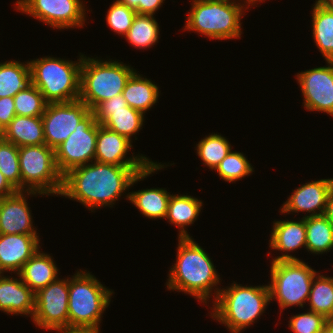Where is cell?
<instances>
[{
    "mask_svg": "<svg viewBox=\"0 0 333 333\" xmlns=\"http://www.w3.org/2000/svg\"><path fill=\"white\" fill-rule=\"evenodd\" d=\"M164 167L157 162L149 166H116L94 161L64 174L59 196L76 200L91 211L111 207L123 192Z\"/></svg>",
    "mask_w": 333,
    "mask_h": 333,
    "instance_id": "obj_1",
    "label": "cell"
},
{
    "mask_svg": "<svg viewBox=\"0 0 333 333\" xmlns=\"http://www.w3.org/2000/svg\"><path fill=\"white\" fill-rule=\"evenodd\" d=\"M178 240L177 260L169 270L166 282L168 290L185 292L206 304L214 295L215 301L216 296L211 292L221 279L209 255L192 236Z\"/></svg>",
    "mask_w": 333,
    "mask_h": 333,
    "instance_id": "obj_2",
    "label": "cell"
},
{
    "mask_svg": "<svg viewBox=\"0 0 333 333\" xmlns=\"http://www.w3.org/2000/svg\"><path fill=\"white\" fill-rule=\"evenodd\" d=\"M215 289L216 300L210 316L231 333H240L251 326L270 304L268 285L243 286L234 282L225 289Z\"/></svg>",
    "mask_w": 333,
    "mask_h": 333,
    "instance_id": "obj_3",
    "label": "cell"
},
{
    "mask_svg": "<svg viewBox=\"0 0 333 333\" xmlns=\"http://www.w3.org/2000/svg\"><path fill=\"white\" fill-rule=\"evenodd\" d=\"M82 60L83 54L76 62L50 56L30 60L31 83L47 103L78 100Z\"/></svg>",
    "mask_w": 333,
    "mask_h": 333,
    "instance_id": "obj_4",
    "label": "cell"
},
{
    "mask_svg": "<svg viewBox=\"0 0 333 333\" xmlns=\"http://www.w3.org/2000/svg\"><path fill=\"white\" fill-rule=\"evenodd\" d=\"M113 293L89 271L80 270L69 277V329H99Z\"/></svg>",
    "mask_w": 333,
    "mask_h": 333,
    "instance_id": "obj_5",
    "label": "cell"
},
{
    "mask_svg": "<svg viewBox=\"0 0 333 333\" xmlns=\"http://www.w3.org/2000/svg\"><path fill=\"white\" fill-rule=\"evenodd\" d=\"M193 3V4H192ZM184 30L195 31L209 39L241 38L244 4L230 0H193Z\"/></svg>",
    "mask_w": 333,
    "mask_h": 333,
    "instance_id": "obj_6",
    "label": "cell"
},
{
    "mask_svg": "<svg viewBox=\"0 0 333 333\" xmlns=\"http://www.w3.org/2000/svg\"><path fill=\"white\" fill-rule=\"evenodd\" d=\"M135 71L122 62L101 61L83 55L79 100L92 111L99 103L122 94L127 80Z\"/></svg>",
    "mask_w": 333,
    "mask_h": 333,
    "instance_id": "obj_7",
    "label": "cell"
},
{
    "mask_svg": "<svg viewBox=\"0 0 333 333\" xmlns=\"http://www.w3.org/2000/svg\"><path fill=\"white\" fill-rule=\"evenodd\" d=\"M317 273L301 259L272 261L268 284L270 301H278L281 310L295 305L303 308Z\"/></svg>",
    "mask_w": 333,
    "mask_h": 333,
    "instance_id": "obj_8",
    "label": "cell"
},
{
    "mask_svg": "<svg viewBox=\"0 0 333 333\" xmlns=\"http://www.w3.org/2000/svg\"><path fill=\"white\" fill-rule=\"evenodd\" d=\"M18 153L22 191L60 195L62 175L56 166L54 149L42 144L18 147Z\"/></svg>",
    "mask_w": 333,
    "mask_h": 333,
    "instance_id": "obj_9",
    "label": "cell"
},
{
    "mask_svg": "<svg viewBox=\"0 0 333 333\" xmlns=\"http://www.w3.org/2000/svg\"><path fill=\"white\" fill-rule=\"evenodd\" d=\"M98 123L91 111L81 120L69 137L56 147L55 162L63 176L68 171L93 162L96 151Z\"/></svg>",
    "mask_w": 333,
    "mask_h": 333,
    "instance_id": "obj_10",
    "label": "cell"
},
{
    "mask_svg": "<svg viewBox=\"0 0 333 333\" xmlns=\"http://www.w3.org/2000/svg\"><path fill=\"white\" fill-rule=\"evenodd\" d=\"M69 277L58 278L35 293L32 320L39 328L60 332L69 329Z\"/></svg>",
    "mask_w": 333,
    "mask_h": 333,
    "instance_id": "obj_11",
    "label": "cell"
},
{
    "mask_svg": "<svg viewBox=\"0 0 333 333\" xmlns=\"http://www.w3.org/2000/svg\"><path fill=\"white\" fill-rule=\"evenodd\" d=\"M16 9L54 29L84 26L87 11L81 0H17Z\"/></svg>",
    "mask_w": 333,
    "mask_h": 333,
    "instance_id": "obj_12",
    "label": "cell"
},
{
    "mask_svg": "<svg viewBox=\"0 0 333 333\" xmlns=\"http://www.w3.org/2000/svg\"><path fill=\"white\" fill-rule=\"evenodd\" d=\"M91 109L82 101L47 103L43 120L45 144L56 149L75 130Z\"/></svg>",
    "mask_w": 333,
    "mask_h": 333,
    "instance_id": "obj_13",
    "label": "cell"
},
{
    "mask_svg": "<svg viewBox=\"0 0 333 333\" xmlns=\"http://www.w3.org/2000/svg\"><path fill=\"white\" fill-rule=\"evenodd\" d=\"M327 66L297 73L296 78L308 111L326 112L333 116V60Z\"/></svg>",
    "mask_w": 333,
    "mask_h": 333,
    "instance_id": "obj_14",
    "label": "cell"
},
{
    "mask_svg": "<svg viewBox=\"0 0 333 333\" xmlns=\"http://www.w3.org/2000/svg\"><path fill=\"white\" fill-rule=\"evenodd\" d=\"M96 122L128 138L142 129L144 114L128 106L122 94L99 103L93 110Z\"/></svg>",
    "mask_w": 333,
    "mask_h": 333,
    "instance_id": "obj_15",
    "label": "cell"
},
{
    "mask_svg": "<svg viewBox=\"0 0 333 333\" xmlns=\"http://www.w3.org/2000/svg\"><path fill=\"white\" fill-rule=\"evenodd\" d=\"M131 148L132 141L98 123L94 161L116 166H149L152 163L142 154L126 158Z\"/></svg>",
    "mask_w": 333,
    "mask_h": 333,
    "instance_id": "obj_16",
    "label": "cell"
},
{
    "mask_svg": "<svg viewBox=\"0 0 333 333\" xmlns=\"http://www.w3.org/2000/svg\"><path fill=\"white\" fill-rule=\"evenodd\" d=\"M333 190V178L320 179L303 184L284 202L281 213L307 212L304 217L325 213L328 198ZM311 213V214H310Z\"/></svg>",
    "mask_w": 333,
    "mask_h": 333,
    "instance_id": "obj_17",
    "label": "cell"
},
{
    "mask_svg": "<svg viewBox=\"0 0 333 333\" xmlns=\"http://www.w3.org/2000/svg\"><path fill=\"white\" fill-rule=\"evenodd\" d=\"M26 195H44L35 191H17L0 199V234H38L33 228Z\"/></svg>",
    "mask_w": 333,
    "mask_h": 333,
    "instance_id": "obj_18",
    "label": "cell"
},
{
    "mask_svg": "<svg viewBox=\"0 0 333 333\" xmlns=\"http://www.w3.org/2000/svg\"><path fill=\"white\" fill-rule=\"evenodd\" d=\"M37 234H0V273H19L39 250Z\"/></svg>",
    "mask_w": 333,
    "mask_h": 333,
    "instance_id": "obj_19",
    "label": "cell"
},
{
    "mask_svg": "<svg viewBox=\"0 0 333 333\" xmlns=\"http://www.w3.org/2000/svg\"><path fill=\"white\" fill-rule=\"evenodd\" d=\"M19 278L0 273V310L6 314L34 315L35 293Z\"/></svg>",
    "mask_w": 333,
    "mask_h": 333,
    "instance_id": "obj_20",
    "label": "cell"
},
{
    "mask_svg": "<svg viewBox=\"0 0 333 333\" xmlns=\"http://www.w3.org/2000/svg\"><path fill=\"white\" fill-rule=\"evenodd\" d=\"M273 223L269 247L285 253L275 257L272 261L299 260L288 252L298 250L301 247L306 249L305 217L301 218L300 221L279 220Z\"/></svg>",
    "mask_w": 333,
    "mask_h": 333,
    "instance_id": "obj_21",
    "label": "cell"
},
{
    "mask_svg": "<svg viewBox=\"0 0 333 333\" xmlns=\"http://www.w3.org/2000/svg\"><path fill=\"white\" fill-rule=\"evenodd\" d=\"M18 274L22 281L36 293L58 279V268L53 258L39 249Z\"/></svg>",
    "mask_w": 333,
    "mask_h": 333,
    "instance_id": "obj_22",
    "label": "cell"
},
{
    "mask_svg": "<svg viewBox=\"0 0 333 333\" xmlns=\"http://www.w3.org/2000/svg\"><path fill=\"white\" fill-rule=\"evenodd\" d=\"M4 140L17 147L45 144L42 117L16 115L5 128Z\"/></svg>",
    "mask_w": 333,
    "mask_h": 333,
    "instance_id": "obj_23",
    "label": "cell"
},
{
    "mask_svg": "<svg viewBox=\"0 0 333 333\" xmlns=\"http://www.w3.org/2000/svg\"><path fill=\"white\" fill-rule=\"evenodd\" d=\"M158 88L150 79L135 71L127 80L122 95L128 106L145 115L146 111L157 103L160 95Z\"/></svg>",
    "mask_w": 333,
    "mask_h": 333,
    "instance_id": "obj_24",
    "label": "cell"
},
{
    "mask_svg": "<svg viewBox=\"0 0 333 333\" xmlns=\"http://www.w3.org/2000/svg\"><path fill=\"white\" fill-rule=\"evenodd\" d=\"M202 204V200L189 195H171L165 220L180 227L178 238L190 237L185 228L197 220Z\"/></svg>",
    "mask_w": 333,
    "mask_h": 333,
    "instance_id": "obj_25",
    "label": "cell"
},
{
    "mask_svg": "<svg viewBox=\"0 0 333 333\" xmlns=\"http://www.w3.org/2000/svg\"><path fill=\"white\" fill-rule=\"evenodd\" d=\"M312 37L325 60H333V11L318 0L312 8Z\"/></svg>",
    "mask_w": 333,
    "mask_h": 333,
    "instance_id": "obj_26",
    "label": "cell"
},
{
    "mask_svg": "<svg viewBox=\"0 0 333 333\" xmlns=\"http://www.w3.org/2000/svg\"><path fill=\"white\" fill-rule=\"evenodd\" d=\"M170 197L171 194L163 188H147L126 195L130 203L149 219H165Z\"/></svg>",
    "mask_w": 333,
    "mask_h": 333,
    "instance_id": "obj_27",
    "label": "cell"
},
{
    "mask_svg": "<svg viewBox=\"0 0 333 333\" xmlns=\"http://www.w3.org/2000/svg\"><path fill=\"white\" fill-rule=\"evenodd\" d=\"M31 84L29 61H6L0 63V98L14 97Z\"/></svg>",
    "mask_w": 333,
    "mask_h": 333,
    "instance_id": "obj_28",
    "label": "cell"
},
{
    "mask_svg": "<svg viewBox=\"0 0 333 333\" xmlns=\"http://www.w3.org/2000/svg\"><path fill=\"white\" fill-rule=\"evenodd\" d=\"M306 250L315 254L333 249V224L324 214L305 217Z\"/></svg>",
    "mask_w": 333,
    "mask_h": 333,
    "instance_id": "obj_29",
    "label": "cell"
},
{
    "mask_svg": "<svg viewBox=\"0 0 333 333\" xmlns=\"http://www.w3.org/2000/svg\"><path fill=\"white\" fill-rule=\"evenodd\" d=\"M311 311L333 319V277L316 274L313 278L308 301Z\"/></svg>",
    "mask_w": 333,
    "mask_h": 333,
    "instance_id": "obj_30",
    "label": "cell"
},
{
    "mask_svg": "<svg viewBox=\"0 0 333 333\" xmlns=\"http://www.w3.org/2000/svg\"><path fill=\"white\" fill-rule=\"evenodd\" d=\"M154 15L137 14L127 34L124 36L130 45L139 49L152 47L160 35L159 25Z\"/></svg>",
    "mask_w": 333,
    "mask_h": 333,
    "instance_id": "obj_31",
    "label": "cell"
},
{
    "mask_svg": "<svg viewBox=\"0 0 333 333\" xmlns=\"http://www.w3.org/2000/svg\"><path fill=\"white\" fill-rule=\"evenodd\" d=\"M197 155L210 169L215 170L232 149L230 142L221 134H209L196 145Z\"/></svg>",
    "mask_w": 333,
    "mask_h": 333,
    "instance_id": "obj_32",
    "label": "cell"
},
{
    "mask_svg": "<svg viewBox=\"0 0 333 333\" xmlns=\"http://www.w3.org/2000/svg\"><path fill=\"white\" fill-rule=\"evenodd\" d=\"M13 99L16 115L20 116H42L47 105L43 94L32 83L18 92Z\"/></svg>",
    "mask_w": 333,
    "mask_h": 333,
    "instance_id": "obj_33",
    "label": "cell"
},
{
    "mask_svg": "<svg viewBox=\"0 0 333 333\" xmlns=\"http://www.w3.org/2000/svg\"><path fill=\"white\" fill-rule=\"evenodd\" d=\"M0 171L17 191H22L18 147L5 140H0Z\"/></svg>",
    "mask_w": 333,
    "mask_h": 333,
    "instance_id": "obj_34",
    "label": "cell"
},
{
    "mask_svg": "<svg viewBox=\"0 0 333 333\" xmlns=\"http://www.w3.org/2000/svg\"><path fill=\"white\" fill-rule=\"evenodd\" d=\"M215 171L221 179L231 183L252 174L254 169L243 153L231 149Z\"/></svg>",
    "mask_w": 333,
    "mask_h": 333,
    "instance_id": "obj_35",
    "label": "cell"
},
{
    "mask_svg": "<svg viewBox=\"0 0 333 333\" xmlns=\"http://www.w3.org/2000/svg\"><path fill=\"white\" fill-rule=\"evenodd\" d=\"M136 15L137 12L134 9L128 8L116 0L108 9L106 21L111 30H114L113 32L125 36Z\"/></svg>",
    "mask_w": 333,
    "mask_h": 333,
    "instance_id": "obj_36",
    "label": "cell"
},
{
    "mask_svg": "<svg viewBox=\"0 0 333 333\" xmlns=\"http://www.w3.org/2000/svg\"><path fill=\"white\" fill-rule=\"evenodd\" d=\"M328 321L323 315L308 310L290 317L288 325L294 333H320Z\"/></svg>",
    "mask_w": 333,
    "mask_h": 333,
    "instance_id": "obj_37",
    "label": "cell"
},
{
    "mask_svg": "<svg viewBox=\"0 0 333 333\" xmlns=\"http://www.w3.org/2000/svg\"><path fill=\"white\" fill-rule=\"evenodd\" d=\"M16 116L13 97L0 98V123L6 128Z\"/></svg>",
    "mask_w": 333,
    "mask_h": 333,
    "instance_id": "obj_38",
    "label": "cell"
},
{
    "mask_svg": "<svg viewBox=\"0 0 333 333\" xmlns=\"http://www.w3.org/2000/svg\"><path fill=\"white\" fill-rule=\"evenodd\" d=\"M165 0H139V14L154 15Z\"/></svg>",
    "mask_w": 333,
    "mask_h": 333,
    "instance_id": "obj_39",
    "label": "cell"
},
{
    "mask_svg": "<svg viewBox=\"0 0 333 333\" xmlns=\"http://www.w3.org/2000/svg\"><path fill=\"white\" fill-rule=\"evenodd\" d=\"M17 190L8 182L0 171V199L13 195Z\"/></svg>",
    "mask_w": 333,
    "mask_h": 333,
    "instance_id": "obj_40",
    "label": "cell"
},
{
    "mask_svg": "<svg viewBox=\"0 0 333 333\" xmlns=\"http://www.w3.org/2000/svg\"><path fill=\"white\" fill-rule=\"evenodd\" d=\"M324 215L333 224V190L329 195Z\"/></svg>",
    "mask_w": 333,
    "mask_h": 333,
    "instance_id": "obj_41",
    "label": "cell"
},
{
    "mask_svg": "<svg viewBox=\"0 0 333 333\" xmlns=\"http://www.w3.org/2000/svg\"><path fill=\"white\" fill-rule=\"evenodd\" d=\"M58 333H100V329H67Z\"/></svg>",
    "mask_w": 333,
    "mask_h": 333,
    "instance_id": "obj_42",
    "label": "cell"
},
{
    "mask_svg": "<svg viewBox=\"0 0 333 333\" xmlns=\"http://www.w3.org/2000/svg\"><path fill=\"white\" fill-rule=\"evenodd\" d=\"M120 3L125 4L128 8L134 9L139 14V0H118Z\"/></svg>",
    "mask_w": 333,
    "mask_h": 333,
    "instance_id": "obj_43",
    "label": "cell"
},
{
    "mask_svg": "<svg viewBox=\"0 0 333 333\" xmlns=\"http://www.w3.org/2000/svg\"><path fill=\"white\" fill-rule=\"evenodd\" d=\"M320 333H333V324L328 321V323L322 328Z\"/></svg>",
    "mask_w": 333,
    "mask_h": 333,
    "instance_id": "obj_44",
    "label": "cell"
},
{
    "mask_svg": "<svg viewBox=\"0 0 333 333\" xmlns=\"http://www.w3.org/2000/svg\"><path fill=\"white\" fill-rule=\"evenodd\" d=\"M327 9L333 11V0H318Z\"/></svg>",
    "mask_w": 333,
    "mask_h": 333,
    "instance_id": "obj_45",
    "label": "cell"
},
{
    "mask_svg": "<svg viewBox=\"0 0 333 333\" xmlns=\"http://www.w3.org/2000/svg\"><path fill=\"white\" fill-rule=\"evenodd\" d=\"M230 1H235V0H230ZM236 1L238 2L239 0H236ZM263 1H265V0H245L244 6H246V8H249L250 5H253L254 3H258V2L261 3Z\"/></svg>",
    "mask_w": 333,
    "mask_h": 333,
    "instance_id": "obj_46",
    "label": "cell"
},
{
    "mask_svg": "<svg viewBox=\"0 0 333 333\" xmlns=\"http://www.w3.org/2000/svg\"><path fill=\"white\" fill-rule=\"evenodd\" d=\"M5 137V128L4 126L0 123V140H4Z\"/></svg>",
    "mask_w": 333,
    "mask_h": 333,
    "instance_id": "obj_47",
    "label": "cell"
}]
</instances>
